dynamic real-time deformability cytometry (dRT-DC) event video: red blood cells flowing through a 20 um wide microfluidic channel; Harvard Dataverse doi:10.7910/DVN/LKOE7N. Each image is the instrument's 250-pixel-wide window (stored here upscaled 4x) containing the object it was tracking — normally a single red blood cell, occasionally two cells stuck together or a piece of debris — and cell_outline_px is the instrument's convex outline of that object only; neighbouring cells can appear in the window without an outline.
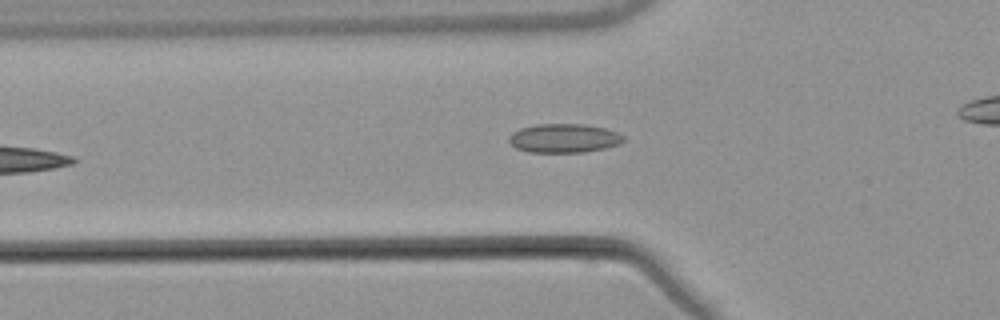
{"species": "common noctule bat (a hibernating species)", "species_latin": "Nyctalus noctula", "temperature_condition": "warm", "stored_images_in_passage": 7, "camera_frame_rate_fps": 3000, "um_per_image_px": 0.085, "animal": {"sex": "male", "body_mass_g": 21.5, "forearm_length_mm": 52.0}, "frame": {"image": 1, "passage_image": 6, "time_ms": 6.0, "image_size_px": [1000, 320], "cell_outline_px": [[624, 140], [620, 144], [604, 148], [584, 152], [528, 152], [516, 148], [508, 140], [508, 136], [512, 132], [520, 128], [536, 124], [584, 124], [604, 128], [616, 132], [624, 136]], "centroid_in_image_um": [47.91, 11.74], "position_along_channel_um": 77.9, "area_um2": 19.31}}